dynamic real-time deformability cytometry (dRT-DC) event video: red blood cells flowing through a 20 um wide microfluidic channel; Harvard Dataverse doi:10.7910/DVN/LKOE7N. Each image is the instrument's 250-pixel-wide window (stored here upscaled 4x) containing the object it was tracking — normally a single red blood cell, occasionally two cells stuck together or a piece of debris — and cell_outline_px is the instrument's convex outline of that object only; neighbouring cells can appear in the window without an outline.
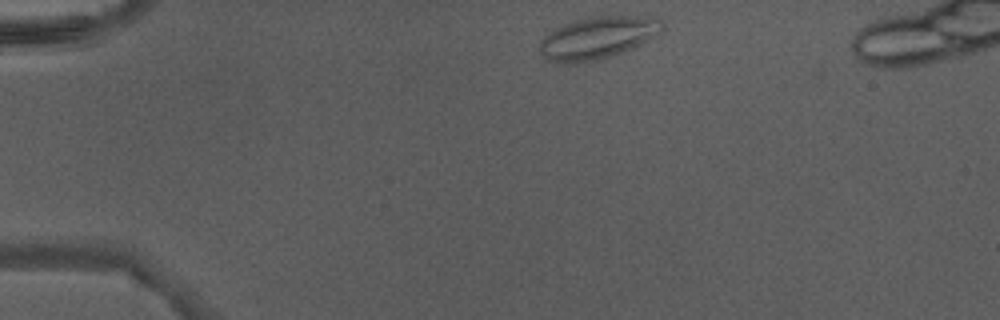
{"species": "Egyptian fruit bat (a non-hibernating species)", "species_latin": "Rousettus aegyptiacus", "temperature_condition": "warm", "stored_images_in_passage": 37, "camera_frame_rate_fps": 3000, "um_per_image_px": 0.085, "animal": {"sex": "male"}, "frame": {"image": 1, "passage_image": 1, "time_ms": 0.0, "image_size_px": [1000, 320], "cell_outline_px": [[664, 28], [660, 32], [648, 40], [632, 48], [596, 60], [572, 64], [560, 64], [548, 60], [540, 56], [540, 40], [552, 28], [572, 20], [588, 16], [660, 16], [664, 24]], "centroid_in_image_um": [50.77, 3.19], "position_along_channel_um": 34.2, "area_um2": 30.75}}